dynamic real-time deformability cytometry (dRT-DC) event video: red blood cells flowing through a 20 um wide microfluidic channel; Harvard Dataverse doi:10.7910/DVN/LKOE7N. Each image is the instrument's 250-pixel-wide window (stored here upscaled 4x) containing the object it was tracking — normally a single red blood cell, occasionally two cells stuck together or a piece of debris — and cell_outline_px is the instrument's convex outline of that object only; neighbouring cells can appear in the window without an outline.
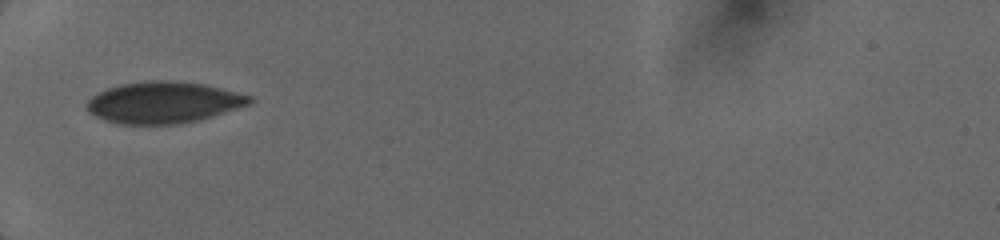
{"species": "human", "species_latin": "Homo sapiens", "temperature_condition": "cold", "stored_images_in_passage": 2, "camera_frame_rate_fps": 3000, "um_per_image_px": 0.085, "donor": {"sex": "female"}, "frame": {"image": 1, "passage_image": 1, "time_ms": 0.0, "image_size_px": [1000, 240], "cell_outline_px": [[256, 100], [248, 104], [200, 120], [180, 124], [116, 124], [104, 120], [96, 116], [84, 104], [92, 96], [108, 88], [120, 84], [152, 80], [172, 80], [204, 84], [252, 96]], "centroid_in_image_um": [13.9, 8.71], "position_along_channel_um": 71.1, "area_um2": 39.25}}